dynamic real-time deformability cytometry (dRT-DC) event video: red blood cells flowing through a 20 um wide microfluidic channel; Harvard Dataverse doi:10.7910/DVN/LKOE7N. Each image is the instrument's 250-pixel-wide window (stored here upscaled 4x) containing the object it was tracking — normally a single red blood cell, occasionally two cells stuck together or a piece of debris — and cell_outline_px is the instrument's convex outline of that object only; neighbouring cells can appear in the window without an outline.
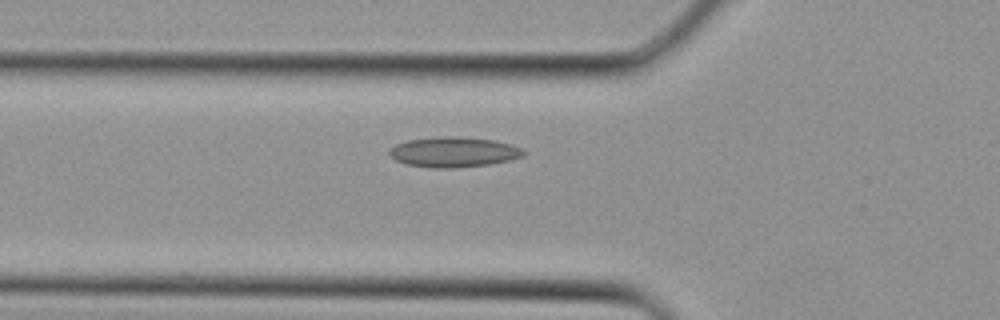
{"species": "Egyptian fruit bat (a non-hibernating species)", "species_latin": "Rousettus aegyptiacus", "temperature_condition": "cold", "stored_images_in_passage": 4, "segment_of_instrument_passage": [2, 2], "camera_frame_rate_fps": 3000, "um_per_image_px": 0.085, "animal": {"sex": "female"}, "frame": {"image": 1, "passage_image": 4, "time_ms": 1.0, "image_size_px": [1000, 320], "cell_outline_px": [[524, 156], [508, 160], [488, 164], [456, 168], [432, 168], [408, 164], [396, 160], [388, 152], [388, 148], [396, 144], [408, 140], [440, 136], [456, 136], [492, 140], [508, 144], [520, 148], [524, 152]], "centroid_in_image_um": [38.51, 12.92], "position_along_channel_um": 87.3, "area_um2": 23.35}}